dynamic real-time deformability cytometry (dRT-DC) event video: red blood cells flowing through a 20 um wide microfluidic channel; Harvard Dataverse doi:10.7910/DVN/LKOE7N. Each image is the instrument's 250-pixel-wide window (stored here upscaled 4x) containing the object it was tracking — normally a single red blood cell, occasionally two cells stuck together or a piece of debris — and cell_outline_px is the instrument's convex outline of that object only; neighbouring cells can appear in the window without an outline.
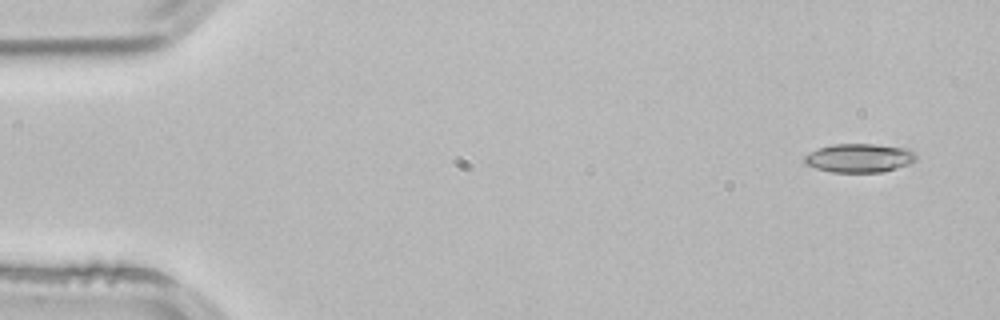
{"species": "common noctule bat (a hibernating species)", "species_latin": "Nyctalus noctula", "temperature_condition": "room temperature", "stored_images_in_passage": 3, "camera_frame_rate_fps": 3000, "um_per_image_px": 0.085, "animal": {"sex": "male", "body_mass_g": 21.5, "forearm_length_mm": 52.0}, "frame": {"image": 1, "passage_image": 1, "time_ms": 0.0, "image_size_px": [1000, 320], "cell_outline_px": [[916, 160], [908, 164], [896, 168], [880, 172], [832, 172], [816, 168], [808, 164], [804, 160], [804, 156], [808, 152], [832, 144], [876, 144], [908, 148], [916, 152]], "centroid_in_image_um": [73.07, 13.42], "position_along_channel_um": 11.9, "area_um2": 18.67}}
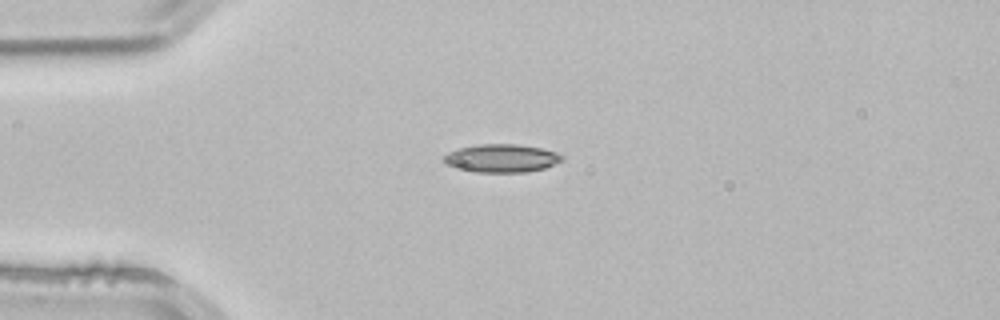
{"frame": {"image": 2, "passage_image": 3, "time_ms": 0.667, "image_size_px": [1000, 320], "cell_outline_px": [[564, 160], [544, 168], [524, 172], [476, 172], [452, 168], [444, 164], [440, 160], [448, 152], [460, 148], [480, 144], [520, 144], [540, 148], [556, 152], [564, 156]], "centroid_in_image_um": [42.58, 13.45], "position_along_channel_um": 42.4, "area_um2": 19.59}}